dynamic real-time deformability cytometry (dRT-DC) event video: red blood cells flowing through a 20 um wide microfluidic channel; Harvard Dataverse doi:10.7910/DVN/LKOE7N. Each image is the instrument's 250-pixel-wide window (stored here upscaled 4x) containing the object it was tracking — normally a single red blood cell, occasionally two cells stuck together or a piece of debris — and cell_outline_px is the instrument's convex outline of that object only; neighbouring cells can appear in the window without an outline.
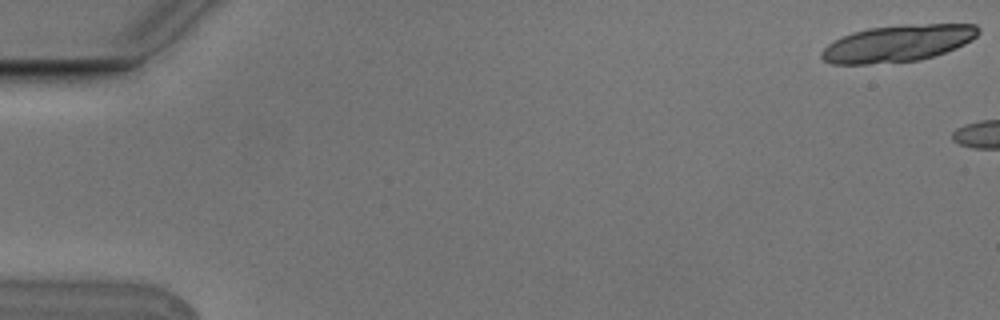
{"species": "Egyptian fruit bat (a non-hibernating species)", "species_latin": "Rousettus aegyptiacus", "temperature_condition": "cold", "stored_images_in_passage": 3, "camera_frame_rate_fps": 3000, "um_per_image_px": 0.085, "animal": {"sex": "male"}, "frame": {"image": 1, "passage_image": 1, "time_ms": 0.0, "image_size_px": [1000, 320], "cell_outline_px": [[980, 32], [972, 40], [956, 48], [920, 60], [868, 64], [832, 64], [824, 60], [820, 56], [820, 52], [828, 44], [852, 32], [868, 28], [904, 24], [976, 24], [980, 28]], "centroid_in_image_um": [76.32, 3.68], "position_along_channel_um": 8.7, "area_um2": 33.58}}